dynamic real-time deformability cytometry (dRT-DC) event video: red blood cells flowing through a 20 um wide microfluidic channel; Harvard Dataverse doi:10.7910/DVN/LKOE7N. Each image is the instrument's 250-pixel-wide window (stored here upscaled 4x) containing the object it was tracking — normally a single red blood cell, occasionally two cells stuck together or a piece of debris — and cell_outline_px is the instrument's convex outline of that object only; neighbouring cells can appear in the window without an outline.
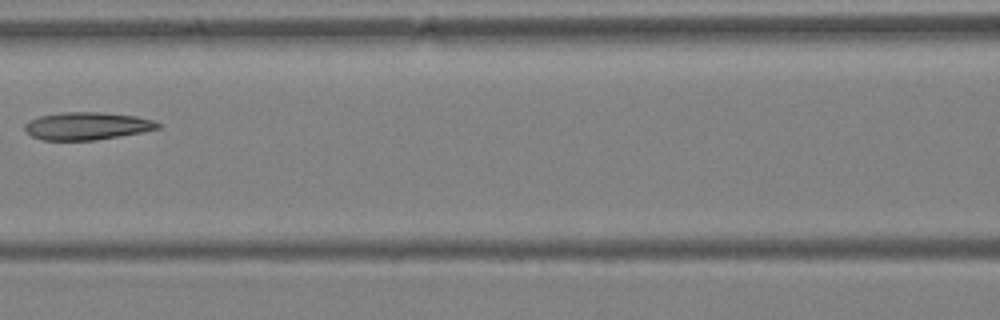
{"species": "Egyptian fruit bat (a non-hibernating species)", "species_latin": "Rousettus aegyptiacus", "temperature_condition": "warm", "stored_images_in_passage": 6, "camera_frame_rate_fps": 3000, "um_per_image_px": 0.085, "animal": {"sex": "female"}, "frame": {"image": 1, "passage_image": 6, "time_ms": 1.667, "image_size_px": [1000, 320], "cell_outline_px": [[160, 128], [120, 136], [96, 140], [44, 140], [32, 136], [24, 128], [24, 124], [28, 120], [40, 116], [64, 112], [100, 112], [136, 116], [152, 120], [160, 124]], "centroid_in_image_um": [7.37, 10.7], "position_along_channel_um": 159.2, "area_um2": 21.27}}